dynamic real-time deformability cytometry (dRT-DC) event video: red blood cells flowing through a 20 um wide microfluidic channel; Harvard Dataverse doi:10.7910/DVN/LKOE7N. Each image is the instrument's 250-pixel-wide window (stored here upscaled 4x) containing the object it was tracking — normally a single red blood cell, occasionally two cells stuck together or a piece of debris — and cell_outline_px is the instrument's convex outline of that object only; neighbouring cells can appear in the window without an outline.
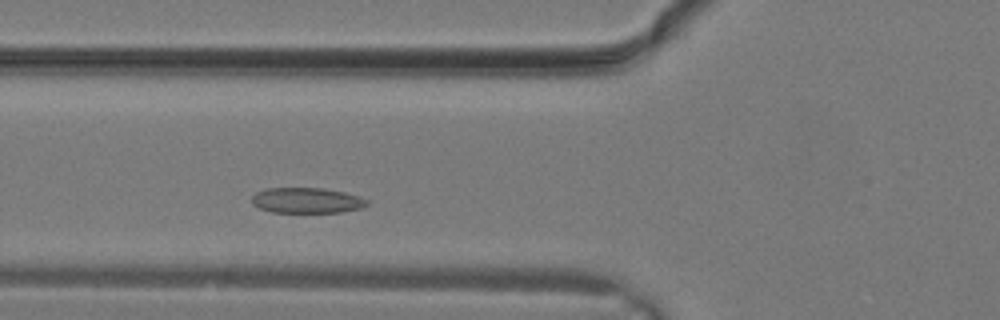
{"species": "common noctule bat (a hibernating species)", "species_latin": "Nyctalus noctula", "temperature_condition": "warm", "stored_images_in_passage": 4, "camera_frame_rate_fps": 3000, "um_per_image_px": 0.085, "animal": {"sex": "male", "body_mass_g": 19.2, "forearm_length_mm": 51.8}, "frame": {"image": 1, "passage_image": 4, "time_ms": 1.0, "image_size_px": [1000, 320], "cell_outline_px": [[368, 204], [360, 208], [340, 212], [272, 212], [260, 208], [252, 204], [252, 196], [256, 192], [268, 188], [320, 188], [344, 192], [368, 200]], "centroid_in_image_um": [26.04, 17.03], "position_along_channel_um": 99.8, "area_um2": 16.88}}